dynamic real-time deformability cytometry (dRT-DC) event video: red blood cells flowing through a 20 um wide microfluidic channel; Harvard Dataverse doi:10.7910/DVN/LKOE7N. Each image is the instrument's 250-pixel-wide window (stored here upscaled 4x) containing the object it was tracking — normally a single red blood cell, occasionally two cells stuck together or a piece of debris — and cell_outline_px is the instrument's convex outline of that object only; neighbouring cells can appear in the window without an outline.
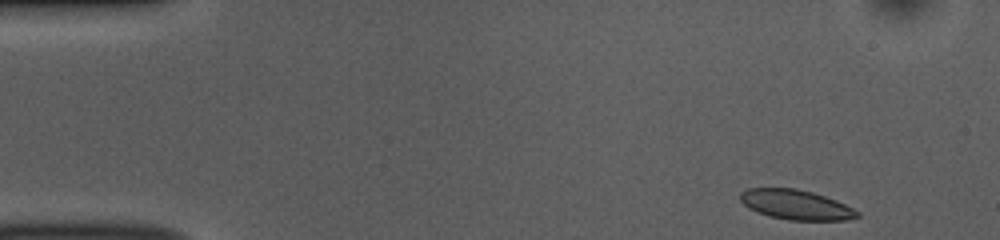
{"species": "common noctule bat (a hibernating species)", "species_latin": "Nyctalus noctula", "temperature_condition": "room temperature", "stored_images_in_passage": 48, "camera_frame_rate_fps": 3000, "um_per_image_px": 0.085, "animal": {"sex": "female", "body_mass_g": 10.0, "forearm_length_mm": 53.1}, "frame": {"image": 1, "passage_image": 1, "time_ms": 0.0, "image_size_px": [1000, 240], "cell_outline_px": [[860, 216], [848, 220], [788, 220], [756, 212], [748, 208], [740, 200], [740, 192], [748, 188], [796, 188], [812, 192], [836, 200], [860, 212]], "centroid_in_image_um": [67.65, 17.4], "position_along_channel_um": 17.4, "area_um2": 20.29}}
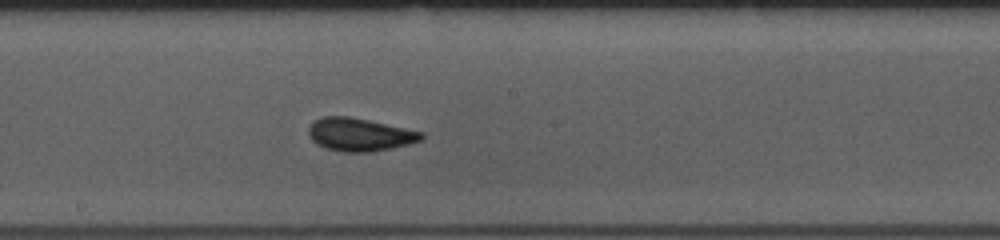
{"frame": {"image": 2, "passage_image": 24, "time_ms": 7.667, "image_size_px": [1000, 240], "cell_outline_px": [[424, 140], [392, 148], [372, 152], [344, 152], [324, 148], [316, 144], [308, 136], [308, 128], [312, 120], [324, 116], [348, 116], [368, 120], [424, 132]], "centroid_in_image_um": [30.55, 11.44], "position_along_channel_um": 217.7, "area_um2": 21.96}}
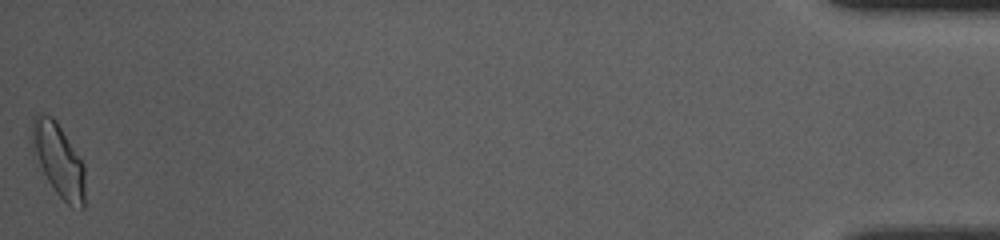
{"frame": {"image": 3, "passage_image": 48, "time_ms": 15.667, "image_size_px": [1000, 240], "cell_outline_px": [[84, 208], [72, 208], [56, 192], [32, 156], [32, 116], [40, 112], [52, 116], [56, 120], [84, 164]], "centroid_in_image_um": [4.94, 13.57], "position_along_channel_um": 430.3, "area_um2": 22.72}, "authors_computed_cell_mechanics": {"area_um2": 20.8947, "velocity_mm_per_s": 3.8359, "shape_relaxation_time_tau1_ms": 3.5908, "shape_relaxation_time_tau2_ms": 0.811, "deformation_change_tau1": 0.1106, "deformation_change_tau2": 0.0546}}